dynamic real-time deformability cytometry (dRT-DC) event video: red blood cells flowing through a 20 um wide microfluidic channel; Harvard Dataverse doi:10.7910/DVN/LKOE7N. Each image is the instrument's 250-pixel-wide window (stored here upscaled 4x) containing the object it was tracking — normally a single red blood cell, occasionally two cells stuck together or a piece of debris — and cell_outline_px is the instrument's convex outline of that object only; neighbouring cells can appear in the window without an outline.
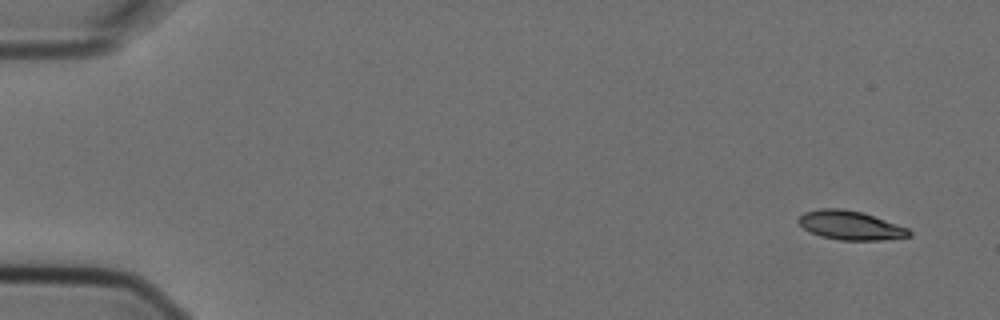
{"species": "Egyptian fruit bat (a non-hibernating species)", "species_latin": "Rousettus aegyptiacus", "temperature_condition": "cold", "stored_images_in_passage": 5, "camera_frame_rate_fps": 3000, "um_per_image_px": 0.085, "animal": {"sex": "female"}, "frame": {"image": 1, "passage_image": 1, "time_ms": 0.0, "image_size_px": [1000, 320], "cell_outline_px": [[912, 236], [880, 240], [840, 240], [820, 236], [804, 228], [796, 220], [804, 212], [820, 208], [840, 208], [864, 212], [908, 228], [912, 232]], "centroid_in_image_um": [72.29, 19.14], "position_along_channel_um": 12.7, "area_um2": 18.73}}
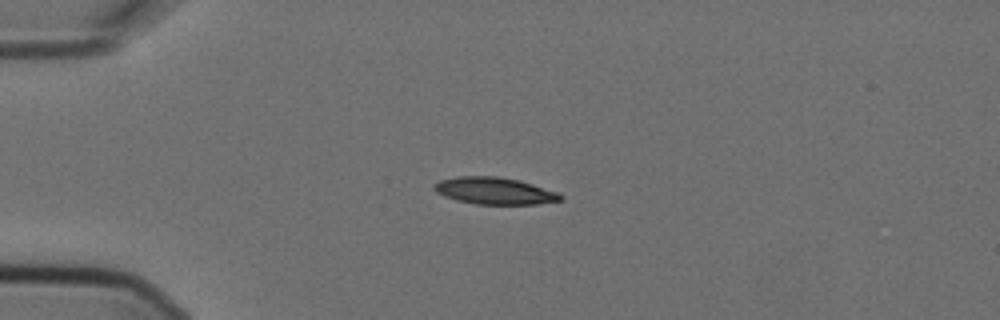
{"frame": {"image": 2, "passage_image": 4, "time_ms": 1.0, "image_size_px": [1000, 320], "cell_outline_px": [[564, 200], [536, 204], [476, 204], [456, 200], [444, 196], [436, 192], [432, 188], [432, 184], [440, 180], [456, 176], [496, 176], [520, 180], [556, 192], [564, 196]], "centroid_in_image_um": [42.0, 16.22], "position_along_channel_um": 43.0, "area_um2": 19.94}}